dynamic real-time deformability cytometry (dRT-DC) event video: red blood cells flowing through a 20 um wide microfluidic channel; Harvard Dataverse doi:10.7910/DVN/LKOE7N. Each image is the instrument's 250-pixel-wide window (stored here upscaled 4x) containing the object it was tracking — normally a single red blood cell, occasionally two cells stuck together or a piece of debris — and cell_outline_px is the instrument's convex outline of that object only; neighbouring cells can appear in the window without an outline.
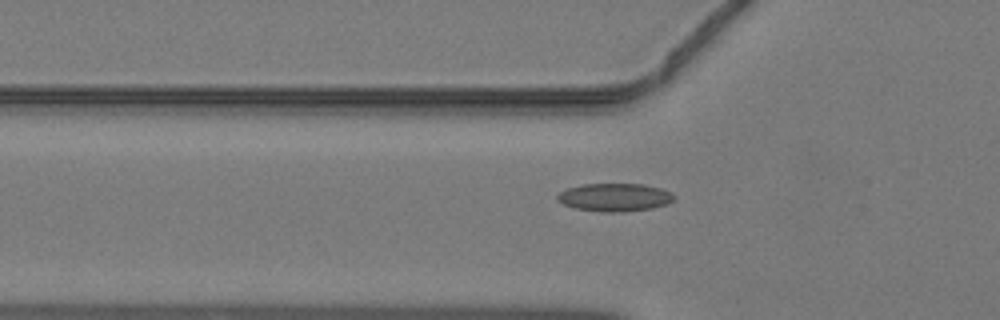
{"species": "common noctule bat (a hibernating species)", "species_latin": "Nyctalus noctula", "temperature_condition": "warm", "stored_images_in_passage": 29, "camera_frame_rate_fps": 3000, "um_per_image_px": 0.085, "animal": {"sex": "male", "body_mass_g": 19.2, "forearm_length_mm": 51.8}, "frame": {"image": 1, "passage_image": 5, "time_ms": 1.333, "image_size_px": [1000, 320], "cell_outline_px": [[676, 196], [668, 204], [652, 208], [620, 212], [604, 212], [576, 208], [564, 204], [556, 200], [556, 196], [560, 192], [568, 188], [584, 184], [644, 184], [660, 188], [672, 192]], "centroid_in_image_um": [52.27, 16.77], "position_along_channel_um": 73.5, "area_um2": 19.02}}
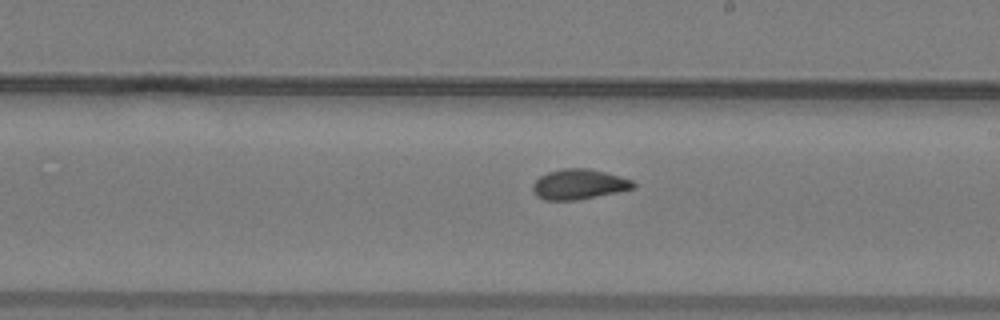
{"frame": {"image": 2, "passage_image": 16, "time_ms": 5.0, "image_size_px": [1000, 320], "cell_outline_px": [[636, 188], [576, 200], [544, 200], [536, 196], [532, 188], [532, 184], [540, 176], [548, 172], [564, 168], [588, 168], [620, 176], [632, 180], [636, 184]], "centroid_in_image_um": [49.2, 15.66], "position_along_channel_um": 239.8, "area_um2": 17.63}}
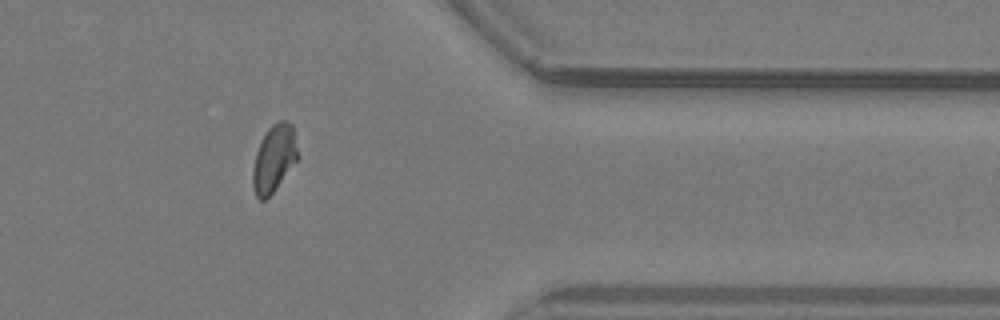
{"frame": {"image": 3, "passage_image": 27, "time_ms": 8.667, "image_size_px": [1000, 320], "cell_outline_px": [[300, 156], [276, 188], [264, 200], [260, 200], [256, 196], [252, 184], [252, 168], [256, 152], [260, 140], [268, 128], [276, 120], [288, 120], [292, 124]], "centroid_in_image_um": [23.3, 13.42], "position_along_channel_um": 388.1, "area_um2": 17.86}}